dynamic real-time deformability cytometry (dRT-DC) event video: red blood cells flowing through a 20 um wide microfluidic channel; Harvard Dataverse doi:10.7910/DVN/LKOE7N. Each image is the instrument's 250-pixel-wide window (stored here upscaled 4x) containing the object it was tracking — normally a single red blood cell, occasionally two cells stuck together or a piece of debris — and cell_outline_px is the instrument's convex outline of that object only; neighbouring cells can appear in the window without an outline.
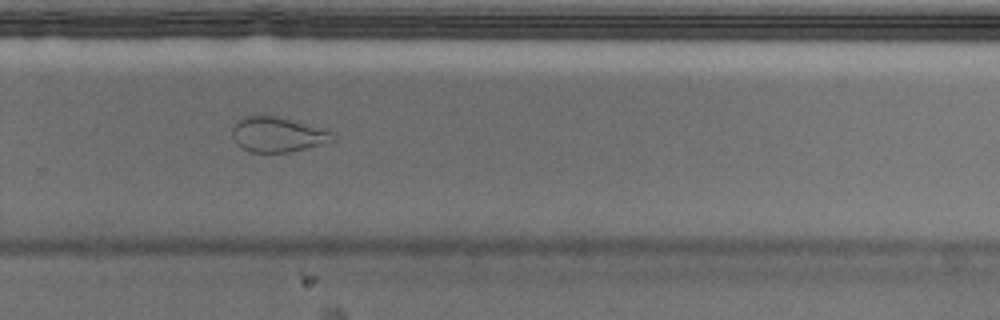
{"species": "Egyptian fruit bat (a non-hibernating species)", "species_latin": "Rousettus aegyptiacus", "temperature_condition": "cold", "stored_images_in_passage": 43, "camera_frame_rate_fps": 3000, "um_per_image_px": 0.085, "animal": {"sex": "male"}, "frame": {"image": 1, "passage_image": 25, "time_ms": 8.0, "image_size_px": [1000, 320], "cell_outline_px": [[336, 140], [288, 152], [252, 152], [240, 148], [236, 144], [232, 136], [232, 128], [244, 116], [280, 116], [328, 128], [336, 136]], "centroid_in_image_um": [23.65, 11.42], "position_along_channel_um": 306.2, "area_um2": 20.75}, "authors_computed_cell_mechanics": {"area_um2": 21.8484, "velocity_mm_per_s": 3.7187, "shape_relaxation_time_tau1_ms": null, "shape_relaxation_time_tau2_ms": 1.4399, "deformation_change_tau1": null, "deformation_change_tau2": 0.0601}}